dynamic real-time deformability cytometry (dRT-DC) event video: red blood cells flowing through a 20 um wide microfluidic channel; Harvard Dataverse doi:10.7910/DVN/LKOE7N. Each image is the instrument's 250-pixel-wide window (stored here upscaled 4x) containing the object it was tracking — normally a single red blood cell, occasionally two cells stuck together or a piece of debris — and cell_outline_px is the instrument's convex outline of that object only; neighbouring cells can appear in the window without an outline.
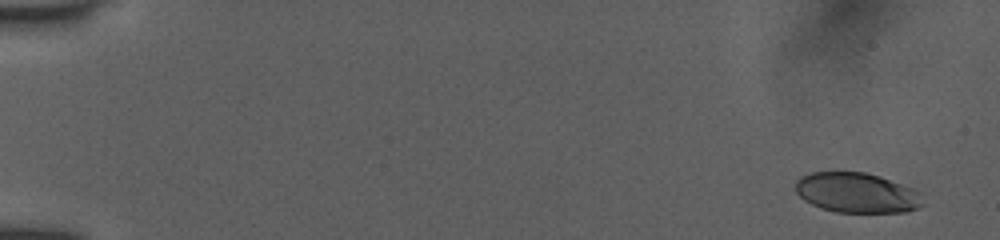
{"species": "human", "species_latin": "Homo sapiens", "temperature_condition": "room temperature", "stored_images_in_passage": 6, "camera_frame_rate_fps": 3000, "um_per_image_px": 0.085, "donor": {"sex": "female"}, "frame": {"image": 1, "passage_image": 1, "time_ms": 0.0, "image_size_px": [1000, 240], "cell_outline_px": [[924, 204], [920, 208], [908, 212], [836, 212], [820, 208], [804, 200], [796, 192], [796, 180], [800, 176], [812, 172], [864, 172], [880, 176], [924, 192]], "centroid_in_image_um": [72.89, 16.39], "position_along_channel_um": 12.1, "area_um2": 30.17}}
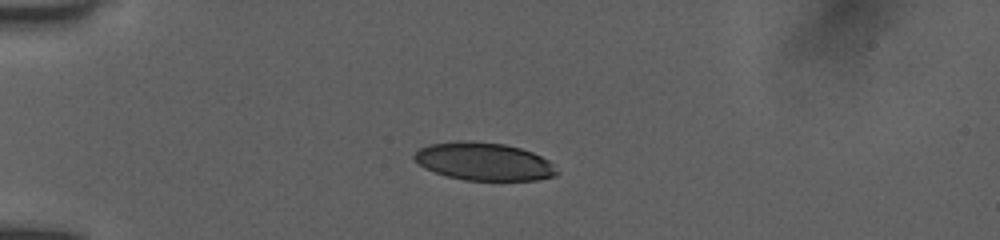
{"frame": {"image": 2, "passage_image": 5, "time_ms": 4.0, "image_size_px": [1000, 240], "cell_outline_px": [[560, 172], [552, 176], [536, 180], [464, 180], [448, 176], [424, 168], [412, 156], [420, 148], [432, 144], [468, 140], [504, 144], [520, 148], [532, 152], [548, 160]], "centroid_in_image_um": [41.14, 13.73], "position_along_channel_um": 43.9, "area_um2": 31.1}}